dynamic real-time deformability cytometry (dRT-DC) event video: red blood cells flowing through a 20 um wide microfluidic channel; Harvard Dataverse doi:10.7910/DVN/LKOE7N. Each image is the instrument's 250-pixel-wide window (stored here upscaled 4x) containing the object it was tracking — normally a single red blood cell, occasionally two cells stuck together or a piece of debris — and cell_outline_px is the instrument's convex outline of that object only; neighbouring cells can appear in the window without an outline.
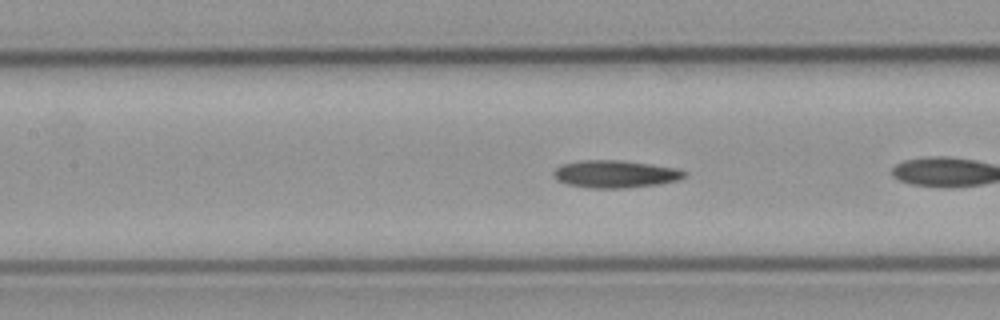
{"species": "common noctule bat (a hibernating species)", "species_latin": "Nyctalus noctula", "temperature_condition": "cold", "stored_images_in_passage": 9, "camera_frame_rate_fps": 3000, "um_per_image_px": 0.085, "animal": {"sex": "male", "body_mass_g": 23.1, "forearm_length_mm": 52.7}, "frame": {"image": 1, "passage_image": 7, "time_ms": 2.0, "image_size_px": [1000, 320], "cell_outline_px": [[688, 172], [684, 176], [676, 180], [656, 184], [624, 188], [592, 188], [568, 184], [556, 180], [552, 176], [552, 172], [560, 164], [580, 160], [624, 160], [680, 168]], "centroid_in_image_um": [52.26, 14.77], "position_along_channel_um": 155.1, "area_um2": 21.1}}